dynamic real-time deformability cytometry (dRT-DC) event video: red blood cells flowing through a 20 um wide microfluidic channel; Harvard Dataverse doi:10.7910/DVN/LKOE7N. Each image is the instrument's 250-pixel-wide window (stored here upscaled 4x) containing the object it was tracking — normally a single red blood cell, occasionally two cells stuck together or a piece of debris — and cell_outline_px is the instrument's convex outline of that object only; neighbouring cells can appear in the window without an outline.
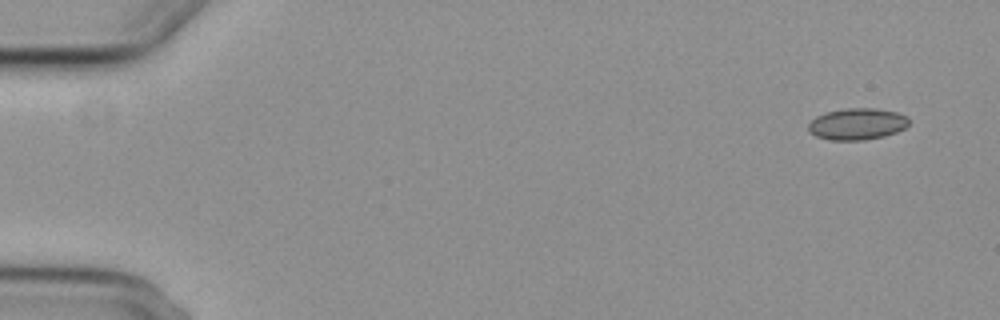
{"species": "common noctule bat (a hibernating species)", "species_latin": "Nyctalus noctula", "temperature_condition": "cold", "stored_images_in_passage": 5, "camera_frame_rate_fps": 3000, "um_per_image_px": 0.085, "animal": {"sex": "female", "body_mass_g": 29.2, "forearm_length_mm": 56.3}, "frame": {"image": 1, "passage_image": 1, "time_ms": 0.0, "image_size_px": [1000, 320], "cell_outline_px": [[908, 124], [904, 128], [896, 132], [884, 136], [864, 140], [828, 140], [816, 136], [808, 132], [808, 124], [816, 116], [828, 112], [848, 108], [876, 108], [896, 112], [908, 116]], "centroid_in_image_um": [72.85, 10.54], "position_along_channel_um": 12.2, "area_um2": 18.5}}